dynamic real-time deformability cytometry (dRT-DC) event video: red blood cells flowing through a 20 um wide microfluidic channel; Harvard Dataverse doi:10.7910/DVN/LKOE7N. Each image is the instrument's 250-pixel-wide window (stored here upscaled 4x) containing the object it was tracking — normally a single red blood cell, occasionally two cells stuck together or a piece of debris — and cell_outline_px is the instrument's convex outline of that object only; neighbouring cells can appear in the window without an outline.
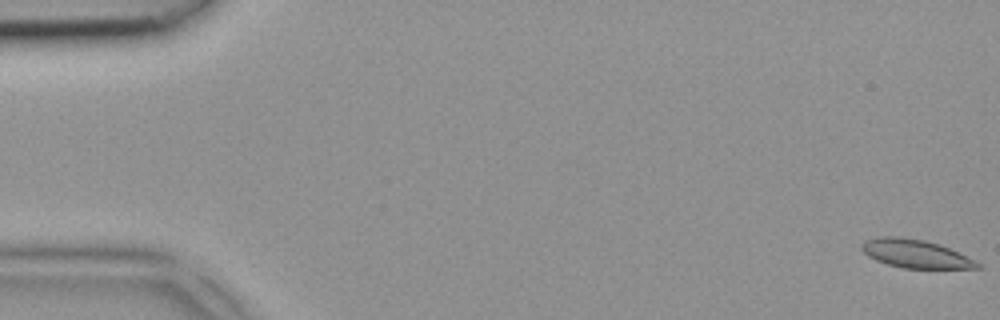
{"species": "common noctule bat (a hibernating species)", "species_latin": "Nyctalus noctula", "temperature_condition": "room temperature", "stored_images_in_passage": 4, "camera_frame_rate_fps": 3000, "um_per_image_px": 0.085, "animal": {"sex": "female", "body_mass_g": 18.4}, "frame": {"image": 1, "passage_image": 1, "time_ms": 0.0, "image_size_px": [1000, 320], "cell_outline_px": [[980, 268], [904, 268], [888, 264], [876, 260], [868, 256], [860, 248], [860, 244], [864, 240], [880, 236], [900, 236], [924, 240], [940, 244], [980, 264]], "centroid_in_image_um": [77.72, 21.54], "position_along_channel_um": 7.3, "area_um2": 18.84}}
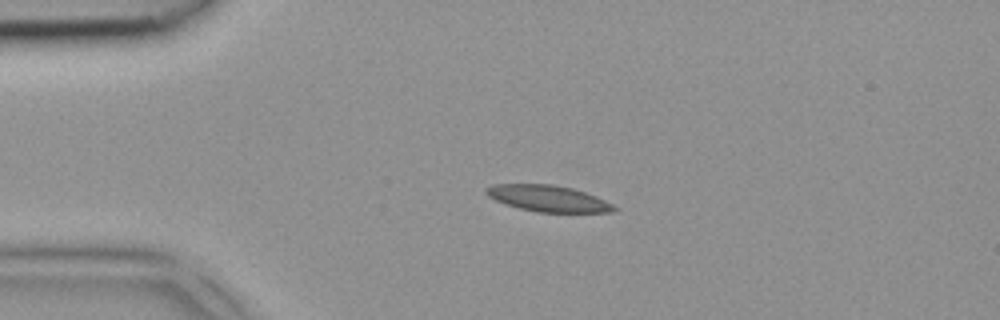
{"frame": {"image": 2, "passage_image": 4, "time_ms": 1.0, "image_size_px": [1000, 320], "cell_outline_px": [[620, 208], [612, 212], [536, 212], [520, 208], [496, 200], [488, 196], [484, 192], [484, 188], [496, 184], [552, 184], [572, 188], [596, 196]], "centroid_in_image_um": [46.6, 16.86], "position_along_channel_um": 38.4, "area_um2": 19.48}}